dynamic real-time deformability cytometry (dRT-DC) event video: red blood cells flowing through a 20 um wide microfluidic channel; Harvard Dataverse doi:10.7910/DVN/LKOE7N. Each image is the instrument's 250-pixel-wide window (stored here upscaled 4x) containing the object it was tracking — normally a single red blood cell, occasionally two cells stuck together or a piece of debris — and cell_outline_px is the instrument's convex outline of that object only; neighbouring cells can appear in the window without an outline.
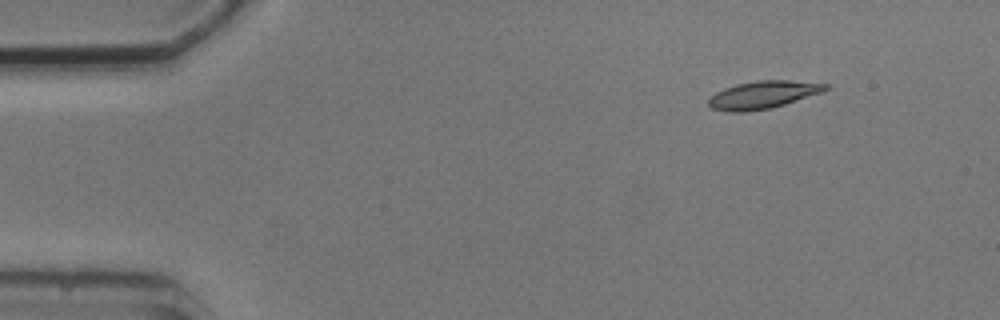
{"species": "common noctule bat (a hibernating species)", "species_latin": "Nyctalus noctula", "temperature_condition": "cold", "stored_images_in_passage": 7, "camera_frame_rate_fps": 3000, "um_per_image_px": 0.085, "animal": {"sex": "male", "body_mass_g": 20.5, "forearm_length_mm": 52.5}, "frame": {"image": 1, "passage_image": 1, "time_ms": 0.0, "image_size_px": [1000, 320], "cell_outline_px": [[832, 88], [824, 92], [772, 108], [744, 112], [732, 112], [712, 108], [708, 104], [708, 100], [716, 92], [724, 88], [736, 84], [756, 80], [788, 80], [832, 84]], "centroid_in_image_um": [64.93, 8.04], "position_along_channel_um": 20.1, "area_um2": 19.07}}
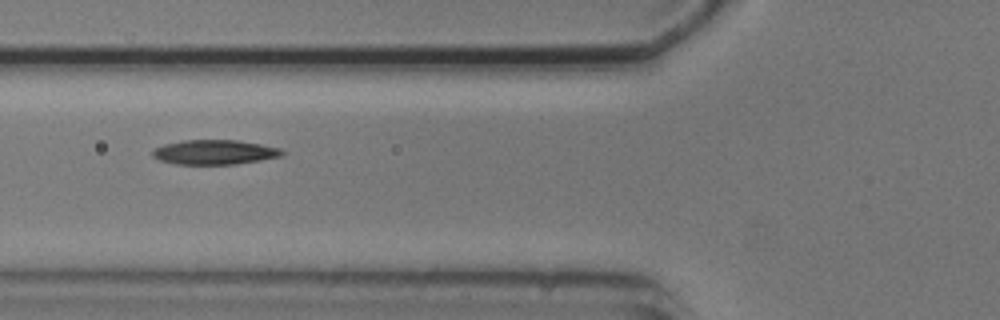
{"frame": {"image": 2, "passage_image": 5, "time_ms": 4.667, "image_size_px": [1000, 320], "cell_outline_px": [[284, 156], [236, 164], [176, 164], [160, 160], [152, 156], [152, 152], [156, 148], [164, 144], [184, 140], [236, 140], [260, 144], [280, 148], [284, 152]], "centroid_in_image_um": [18.26, 12.93], "position_along_channel_um": 107.5, "area_um2": 18.5}}
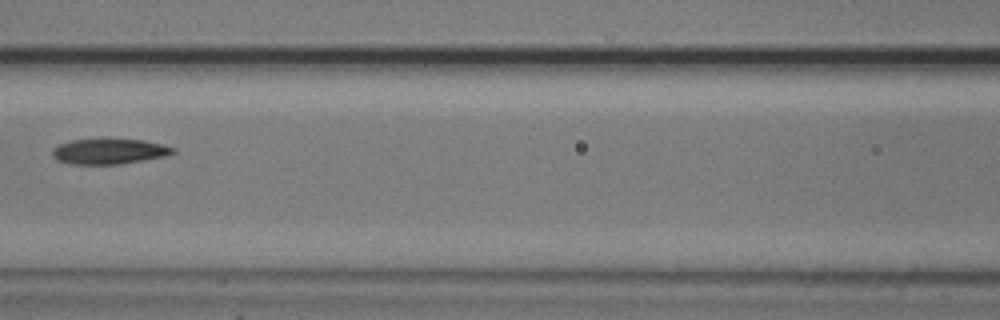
{"frame": {"image": 3, "passage_image": 6, "time_ms": 6.0, "image_size_px": [1000, 320], "cell_outline_px": [[176, 152], [164, 156], [120, 164], [72, 164], [56, 160], [52, 156], [52, 148], [60, 144], [72, 140], [144, 140], [164, 144], [176, 148]], "centroid_in_image_um": [9.28, 12.88], "position_along_channel_um": 157.3, "area_um2": 17.63}}